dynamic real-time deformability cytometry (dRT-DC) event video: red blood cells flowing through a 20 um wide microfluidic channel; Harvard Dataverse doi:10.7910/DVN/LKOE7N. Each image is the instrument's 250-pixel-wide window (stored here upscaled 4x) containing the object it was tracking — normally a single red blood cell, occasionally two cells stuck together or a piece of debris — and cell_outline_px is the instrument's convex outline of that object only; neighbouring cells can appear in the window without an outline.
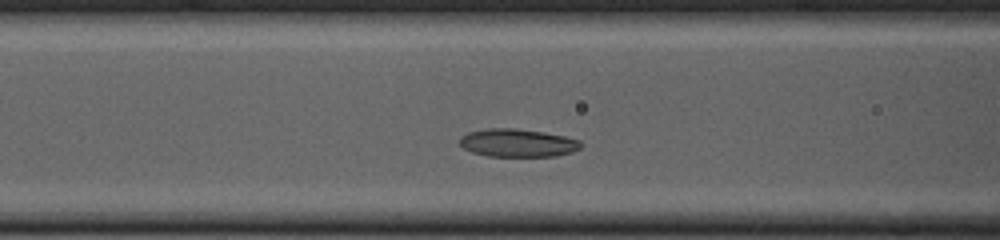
{"species": "common noctule bat (a hibernating species)", "species_latin": "Nyctalus noctula", "temperature_condition": "cold", "stored_images_in_passage": 33, "camera_frame_rate_fps": 3000, "um_per_image_px": 0.085, "animal": {"sex": "female", "body_mass_g": 23.0, "forearm_length_mm": 53.4}, "frame": {"image": 1, "passage_image": 10, "time_ms": 3.0, "image_size_px": [1000, 240], "cell_outline_px": [[584, 144], [580, 148], [572, 152], [556, 156], [488, 156], [472, 152], [464, 148], [460, 144], [460, 136], [468, 132], [488, 128], [516, 128], [544, 132], [564, 136], [580, 140]], "centroid_in_image_um": [44.02, 12.14], "position_along_channel_um": 122.6, "area_um2": 19.88}}
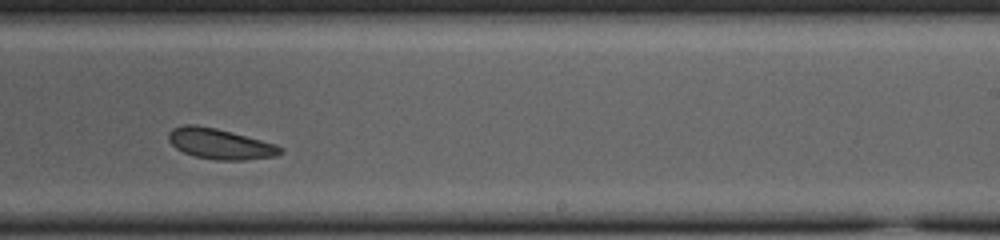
{"frame": {"image": 2, "passage_image": 22, "time_ms": 7.0, "image_size_px": [1000, 240], "cell_outline_px": [[284, 152], [276, 156], [244, 160], [216, 160], [196, 156], [184, 152], [176, 148], [168, 140], [168, 132], [172, 128], [184, 124], [196, 124], [216, 128], [276, 144], [284, 148]], "centroid_in_image_um": [18.7, 12.22], "position_along_channel_um": 270.3, "area_um2": 19.94}}
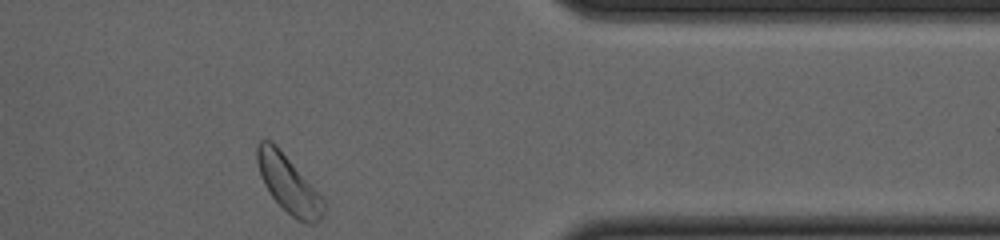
{"frame": {"image": 3, "passage_image": 33, "time_ms": 10.667, "image_size_px": [1000, 240], "cell_outline_px": [[324, 216], [316, 224], [304, 224], [296, 220], [272, 196], [264, 184], [260, 176], [256, 160], [256, 144], [260, 140], [272, 140], [276, 144], [324, 200]], "centroid_in_image_um": [24.5, 15.65], "position_along_channel_um": 386.9, "area_um2": 22.08}, "authors_computed_cell_mechanics": {"area_um2": 19.941, "velocity_mm_per_s": 3.7073, "shape_relaxation_time_tau1_ms": 3.3153, "shape_relaxation_time_tau2_ms": null, "deformation_change_tau1": 0.0773, "deformation_change_tau2": null}}